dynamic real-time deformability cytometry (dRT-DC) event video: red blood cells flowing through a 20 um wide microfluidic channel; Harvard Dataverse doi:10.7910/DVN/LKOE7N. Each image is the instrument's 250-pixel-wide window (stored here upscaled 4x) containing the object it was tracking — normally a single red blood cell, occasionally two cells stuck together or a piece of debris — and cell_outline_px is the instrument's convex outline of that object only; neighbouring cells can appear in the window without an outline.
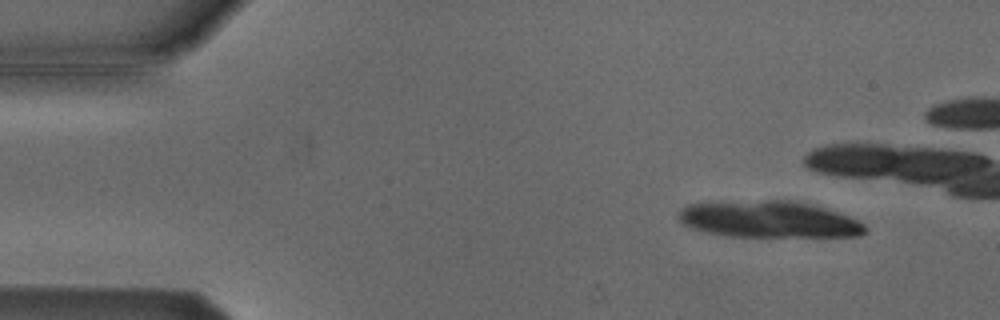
{"species": "Egyptian fruit bat (a non-hibernating species)", "species_latin": "Rousettus aegyptiacus", "temperature_condition": "cold", "stored_images_in_passage": 6, "camera_frame_rate_fps": 3000, "um_per_image_px": 0.085, "animal": {"sex": "male"}, "frame": {"image": 1, "passage_image": 1, "time_ms": 0.0, "image_size_px": [1000, 320], "cell_outline_px": [[868, 232], [860, 236], [728, 236], [708, 232], [692, 228], [676, 220], [680, 208], [688, 204], [724, 200], [788, 200], [808, 204], [824, 208], [848, 216], [864, 224], [868, 228]], "centroid_in_image_um": [65.29, 18.63], "position_along_channel_um": 19.7, "area_um2": 40.06}}